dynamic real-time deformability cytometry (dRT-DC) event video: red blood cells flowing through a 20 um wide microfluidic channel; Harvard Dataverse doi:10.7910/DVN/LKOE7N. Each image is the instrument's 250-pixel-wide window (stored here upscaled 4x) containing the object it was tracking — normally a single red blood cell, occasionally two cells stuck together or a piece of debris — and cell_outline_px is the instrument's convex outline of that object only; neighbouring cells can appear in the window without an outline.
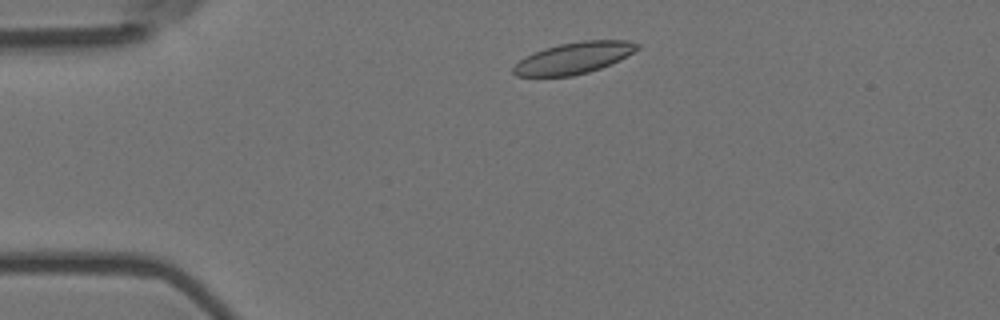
{"species": "Egyptian fruit bat (a non-hibernating species)", "species_latin": "Rousettus aegyptiacus", "temperature_condition": "room temperature", "stored_images_in_passage": 3, "camera_frame_rate_fps": 3000, "um_per_image_px": 0.085, "animal": {"sex": "female"}, "frame": {"image": 1, "passage_image": 2, "time_ms": 0.333, "image_size_px": [1000, 320], "cell_outline_px": [[640, 48], [620, 60], [600, 68], [588, 72], [572, 76], [516, 76], [512, 72], [512, 68], [524, 56], [544, 48], [560, 44], [580, 40], [628, 40], [640, 44]], "centroid_in_image_um": [48.78, 4.92], "position_along_channel_um": 36.2, "area_um2": 22.77}}